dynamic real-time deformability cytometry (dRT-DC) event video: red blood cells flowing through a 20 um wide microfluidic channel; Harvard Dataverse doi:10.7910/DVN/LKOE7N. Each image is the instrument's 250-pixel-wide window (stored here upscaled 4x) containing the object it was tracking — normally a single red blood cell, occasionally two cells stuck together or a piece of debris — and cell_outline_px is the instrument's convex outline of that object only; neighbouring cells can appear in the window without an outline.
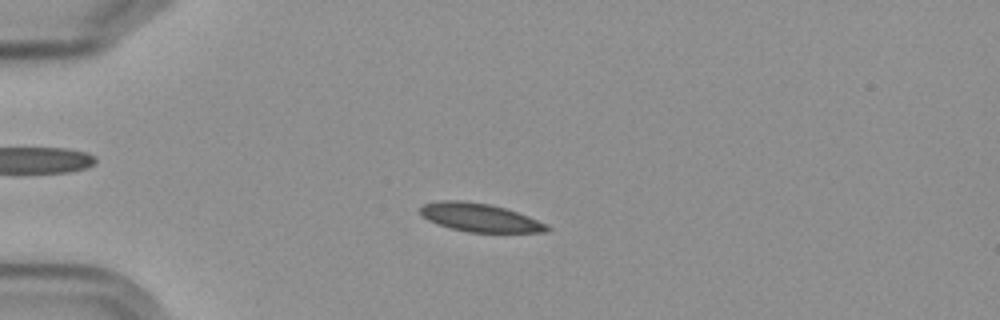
{"species": "Egyptian fruit bat (a non-hibernating species)", "species_latin": "Rousettus aegyptiacus", "temperature_condition": "cold", "stored_images_in_passage": 57, "camera_frame_rate_fps": 3000, "um_per_image_px": 0.085, "frame": {"image": 1, "passage_image": 15, "time_ms": 4.667, "image_size_px": [1000, 320], "cell_outline_px": [[552, 228], [544, 232], [468, 232], [452, 228], [428, 220], [420, 212], [420, 208], [424, 204], [440, 200], [460, 200], [492, 204], [528, 216]], "centroid_in_image_um": [40.76, 18.48], "position_along_channel_um": 44.2, "area_um2": 20.58}}
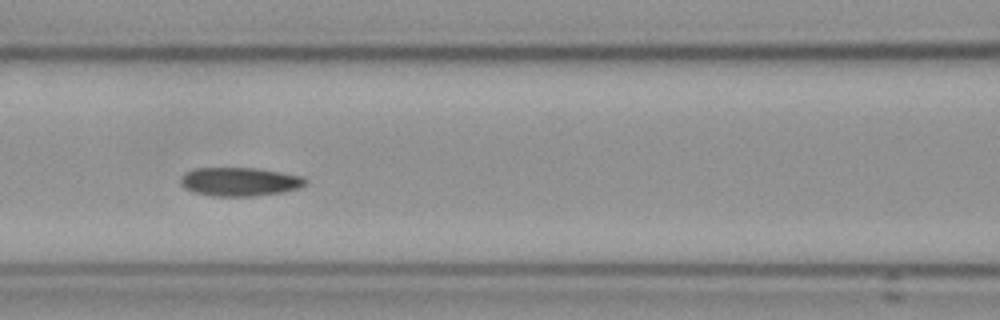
{"frame": {"image": 2, "passage_image": 26, "time_ms": 8.333, "image_size_px": [1000, 320], "cell_outline_px": [[308, 184], [284, 192], [252, 196], [212, 196], [196, 192], [184, 188], [180, 184], [180, 176], [184, 172], [192, 168], [256, 168], [304, 176], [308, 180]], "centroid_in_image_um": [20.36, 15.43], "position_along_channel_um": 146.2, "area_um2": 21.04}}
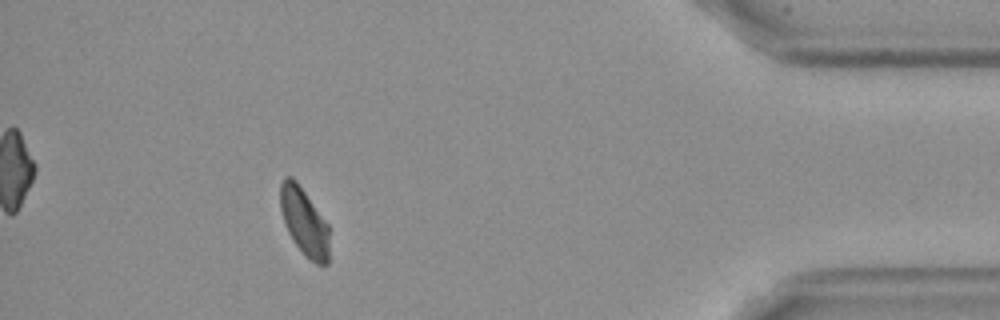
{"frame": {"image": 3, "passage_image": 52, "time_ms": 17.0, "image_size_px": [1000, 320], "cell_outline_px": [[328, 264], [316, 264], [296, 244], [288, 232], [280, 208], [280, 184], [284, 176], [292, 176], [296, 180], [328, 224]], "centroid_in_image_um": [25.84, 18.79], "position_along_channel_um": 409.4, "area_um2": 18.84}, "authors_computed_cell_mechanics": {"area_um2": 20.4612, "velocity_mm_per_s": 3.5791, "shape_relaxation_time_tau1_ms": 10.293, "shape_relaxation_time_tau2_ms": null, "deformation_change_tau1": 0.1504, "deformation_change_tau2": null}}